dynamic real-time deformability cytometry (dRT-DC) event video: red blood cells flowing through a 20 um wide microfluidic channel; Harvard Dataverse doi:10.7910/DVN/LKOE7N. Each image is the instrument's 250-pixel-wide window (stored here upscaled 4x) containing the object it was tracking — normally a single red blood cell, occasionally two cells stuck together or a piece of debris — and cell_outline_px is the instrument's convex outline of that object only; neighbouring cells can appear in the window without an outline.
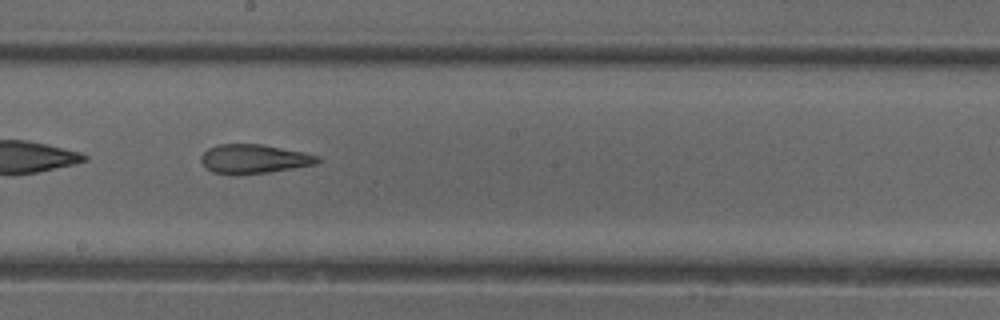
{"species": "common noctule bat (a hibernating species)", "species_latin": "Nyctalus noctula", "temperature_condition": "cold", "stored_images_in_passage": 31, "camera_frame_rate_fps": 3000, "um_per_image_px": 0.085, "animal": {"sex": "female"}, "frame": {"image": 1, "passage_image": 13, "time_ms": 4.0, "image_size_px": [1000, 320], "cell_outline_px": [[324, 160], [316, 164], [268, 172], [212, 172], [204, 168], [200, 160], [200, 156], [208, 148], [220, 144], [260, 144], [304, 152], [320, 156]], "centroid_in_image_um": [21.62, 13.47], "position_along_channel_um": 226.6, "area_um2": 19.31}, "authors_computed_cell_mechanics": {"area_um2": 20.2878, "velocity_mm_per_s": 3.9202, "shape_relaxation_time_tau1_ms": null, "shape_relaxation_time_tau2_ms": 2.5846, "deformation_change_tau1": null, "deformation_change_tau2": 0.1165}}